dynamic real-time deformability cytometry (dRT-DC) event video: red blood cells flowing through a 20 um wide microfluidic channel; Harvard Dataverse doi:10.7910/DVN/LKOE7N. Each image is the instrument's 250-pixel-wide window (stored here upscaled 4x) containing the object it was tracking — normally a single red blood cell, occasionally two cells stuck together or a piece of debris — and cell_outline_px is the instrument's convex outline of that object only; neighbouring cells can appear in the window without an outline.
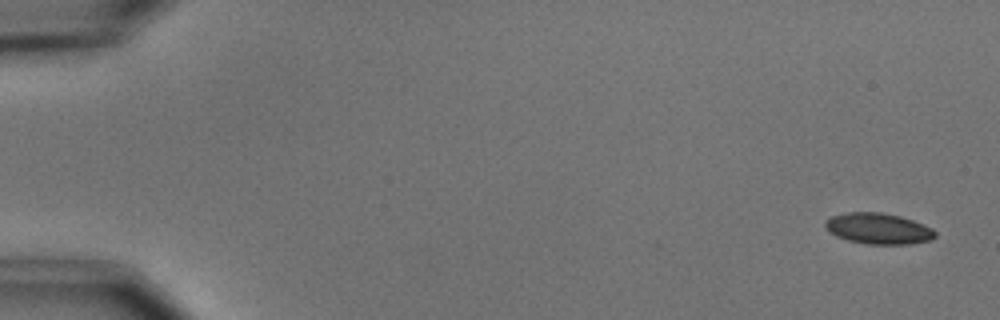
{"species": "common noctule bat (a hibernating species)", "species_latin": "Nyctalus noctula", "temperature_condition": "cold", "stored_images_in_passage": 7, "camera_frame_rate_fps": 3000, "um_per_image_px": 0.085, "animal": {"sex": "male", "body_mass_g": 15.6}, "frame": {"image": 1, "passage_image": 1, "time_ms": 0.0, "image_size_px": [1000, 320], "cell_outline_px": [[936, 236], [932, 240], [912, 244], [868, 244], [848, 240], [836, 236], [824, 228], [824, 220], [832, 216], [848, 212], [880, 212], [900, 216], [924, 224], [932, 228], [936, 232]], "centroid_in_image_um": [74.66, 19.43], "position_along_channel_um": 10.3, "area_um2": 20.0}}
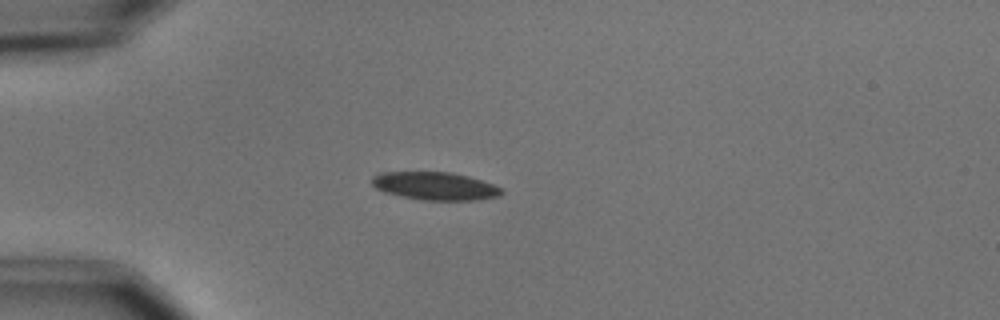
{"frame": {"image": 2, "passage_image": 4, "time_ms": 4.333, "image_size_px": [1000, 320], "cell_outline_px": [[504, 192], [500, 196], [480, 200], [424, 200], [384, 192], [376, 188], [372, 184], [372, 176], [380, 172], [452, 172], [468, 176], [504, 188]], "centroid_in_image_um": [37.02, 15.81], "position_along_channel_um": 48.0, "area_um2": 21.15}}
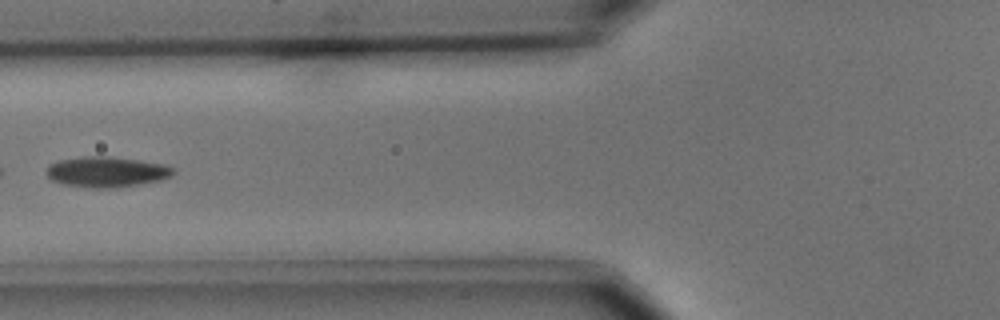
{"frame": {"image": 3, "passage_image": 6, "time_ms": 6.667, "image_size_px": [1000, 320], "cell_outline_px": [[176, 172], [172, 176], [160, 180], [116, 188], [92, 188], [64, 184], [52, 180], [48, 176], [48, 164], [60, 160], [84, 156], [108, 156], [164, 164], [176, 168]], "centroid_in_image_um": [9.1, 14.61], "position_along_channel_um": 116.7, "area_um2": 22.48}}